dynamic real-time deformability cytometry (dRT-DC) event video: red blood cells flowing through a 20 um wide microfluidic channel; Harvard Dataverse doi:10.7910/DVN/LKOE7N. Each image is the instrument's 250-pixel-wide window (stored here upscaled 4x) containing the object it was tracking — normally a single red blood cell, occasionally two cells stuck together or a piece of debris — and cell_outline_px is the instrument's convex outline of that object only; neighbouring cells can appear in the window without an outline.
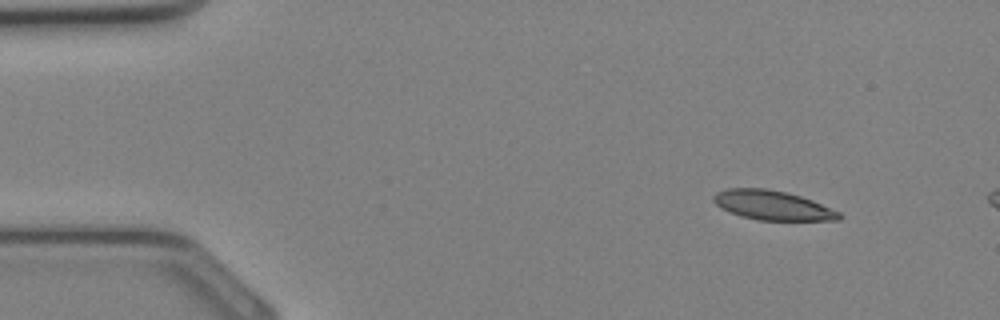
{"species": "Egyptian fruit bat (a non-hibernating species)", "species_latin": "Rousettus aegyptiacus", "temperature_condition": "cold", "stored_images_in_passage": 5, "camera_frame_rate_fps": 3000, "um_per_image_px": 0.085, "animal": {"sex": "female"}, "frame": {"image": 1, "passage_image": 1, "time_ms": 0.0, "image_size_px": [1000, 320], "cell_outline_px": [[840, 220], [760, 220], [744, 216], [720, 208], [712, 200], [712, 196], [716, 192], [728, 188], [768, 188], [800, 196], [812, 200], [840, 212]], "centroid_in_image_um": [65.64, 17.44], "position_along_channel_um": 19.4, "area_um2": 21.27}}